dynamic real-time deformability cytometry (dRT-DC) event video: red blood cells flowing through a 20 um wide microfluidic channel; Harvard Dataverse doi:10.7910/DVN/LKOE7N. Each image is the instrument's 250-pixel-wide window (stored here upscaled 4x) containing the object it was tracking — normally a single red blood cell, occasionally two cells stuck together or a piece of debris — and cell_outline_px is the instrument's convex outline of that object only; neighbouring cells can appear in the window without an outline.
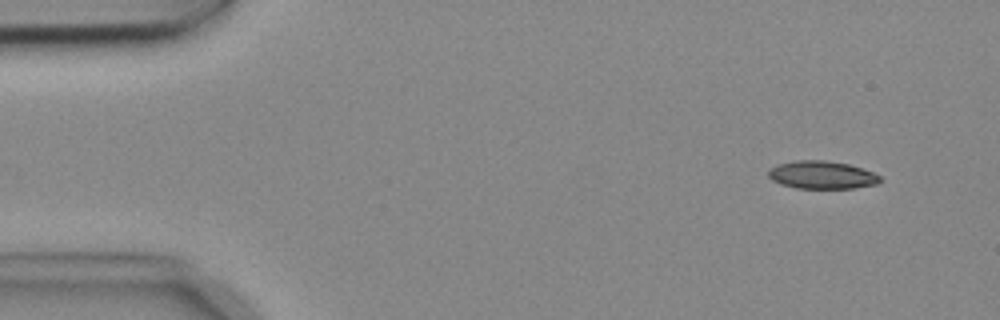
{"species": "common noctule bat (a hibernating species)", "species_latin": "Nyctalus noctula", "temperature_condition": "cold", "stored_images_in_passage": 5, "camera_frame_rate_fps": 3000, "um_per_image_px": 0.085, "animal": {"sex": "female", "body_mass_g": 18.4}, "frame": {"image": 1, "passage_image": 2, "time_ms": 0.333, "image_size_px": [1000, 320], "cell_outline_px": [[880, 180], [876, 184], [852, 188], [796, 188], [780, 184], [772, 180], [768, 176], [768, 168], [780, 164], [796, 160], [824, 160], [848, 164], [872, 172], [880, 176]], "centroid_in_image_um": [69.81, 14.87], "position_along_channel_um": 15.2, "area_um2": 17.98}}
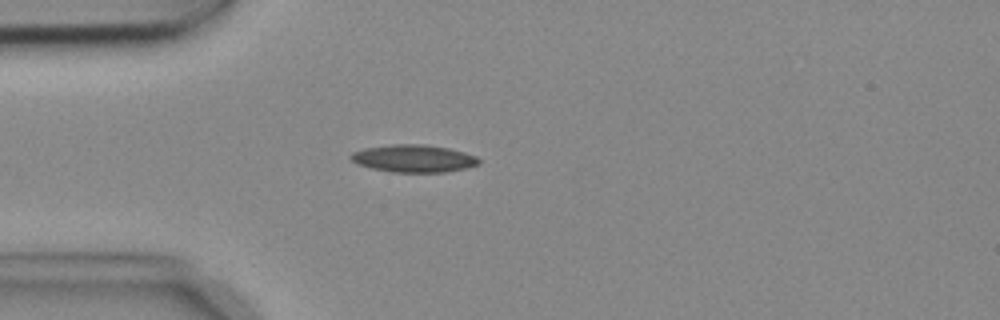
{"frame": {"image": 2, "passage_image": 5, "time_ms": 1.333, "image_size_px": [1000, 320], "cell_outline_px": [[480, 164], [464, 168], [444, 172], [392, 172], [372, 168], [356, 164], [348, 156], [352, 152], [364, 148], [392, 144], [424, 144], [448, 148], [464, 152], [476, 156], [480, 160]], "centroid_in_image_um": [35.13, 13.46], "position_along_channel_um": 49.9, "area_um2": 20.52}}